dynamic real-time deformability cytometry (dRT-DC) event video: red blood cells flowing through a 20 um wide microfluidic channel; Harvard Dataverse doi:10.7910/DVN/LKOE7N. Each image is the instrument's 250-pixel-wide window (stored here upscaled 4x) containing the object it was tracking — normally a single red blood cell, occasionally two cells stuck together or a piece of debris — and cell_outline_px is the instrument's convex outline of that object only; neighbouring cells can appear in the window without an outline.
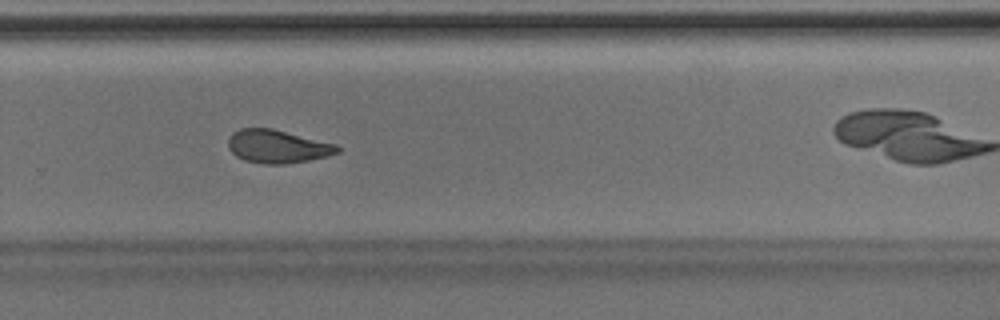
{"species": "Egyptian fruit bat (a non-hibernating species)", "species_latin": "Rousettus aegyptiacus", "temperature_condition": "room temperature", "stored_images_in_passage": 40, "camera_frame_rate_fps": 3000, "um_per_image_px": 0.085, "animal": {"sex": "male"}, "frame": {"image": 1, "passage_image": 23, "time_ms": 7.333, "image_size_px": [1000, 320], "cell_outline_px": [[340, 152], [328, 156], [288, 164], [264, 164], [244, 160], [236, 156], [228, 148], [228, 140], [232, 132], [240, 128], [272, 128], [336, 144], [340, 148]], "centroid_in_image_um": [23.57, 12.45], "position_along_channel_um": 306.2, "area_um2": 21.21}, "authors_computed_cell_mechanics": {"area_um2": 21.5016, "velocity_mm_per_s": 4.0451, "shape_relaxation_time_tau1_ms": null, "shape_relaxation_time_tau2_ms": 2.3912, "deformation_change_tau1": null, "deformation_change_tau2": 0.0954}}